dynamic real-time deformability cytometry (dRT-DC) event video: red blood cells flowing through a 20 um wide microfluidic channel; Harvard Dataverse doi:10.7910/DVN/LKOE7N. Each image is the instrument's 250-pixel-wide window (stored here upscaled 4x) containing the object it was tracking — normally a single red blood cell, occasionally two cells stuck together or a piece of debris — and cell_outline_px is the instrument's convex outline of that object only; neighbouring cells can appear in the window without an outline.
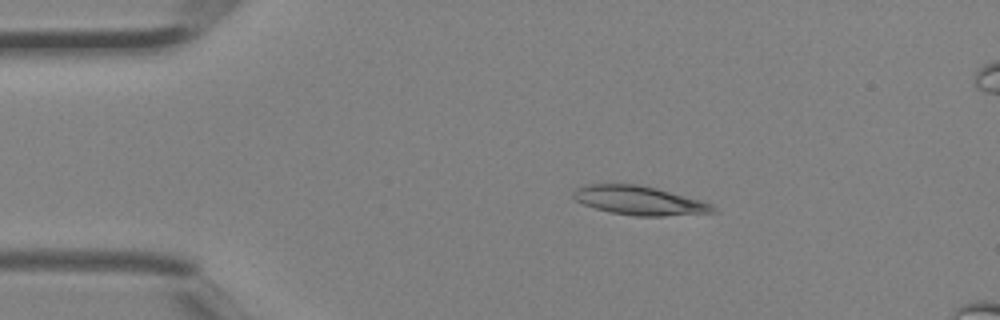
{"species": "Egyptian fruit bat (a non-hibernating species)", "species_latin": "Rousettus aegyptiacus", "temperature_condition": "room temperature", "stored_images_in_passage": 3, "camera_frame_rate_fps": 3000, "um_per_image_px": 0.085, "animal": {"sex": "female"}, "frame": {"image": 1, "passage_image": 1, "time_ms": 0.0, "image_size_px": [1000, 320], "cell_outline_px": [[720, 212], [664, 216], [636, 216], [612, 212], [596, 208], [584, 204], [576, 200], [572, 196], [572, 192], [576, 188], [588, 184], [640, 184], [656, 188], [700, 200], [712, 204]], "centroid_in_image_um": [54.37, 17.04], "position_along_channel_um": 30.6, "area_um2": 23.47}}